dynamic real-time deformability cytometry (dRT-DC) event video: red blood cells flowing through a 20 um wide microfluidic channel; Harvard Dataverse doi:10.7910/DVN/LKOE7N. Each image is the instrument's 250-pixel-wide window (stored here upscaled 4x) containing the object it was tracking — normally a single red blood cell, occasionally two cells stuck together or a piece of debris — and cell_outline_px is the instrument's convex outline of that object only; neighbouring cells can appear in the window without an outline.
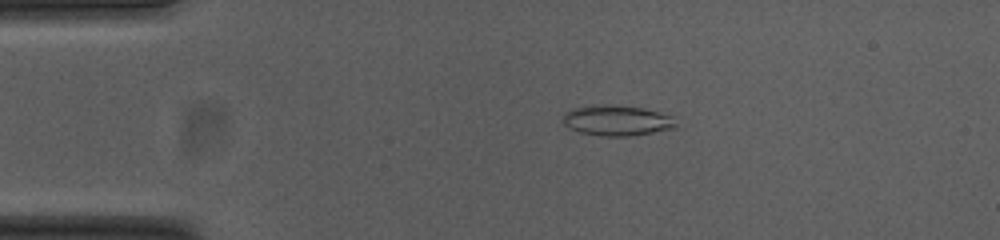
{"species": "common noctule bat (a hibernating species)", "species_latin": "Nyctalus noctula", "temperature_condition": "cold", "stored_images_in_passage": 54, "camera_frame_rate_fps": 3000, "um_per_image_px": 0.085, "animal": {"sex": "female", "body_mass_g": 23.0, "forearm_length_mm": 53.4}, "frame": {"image": 1, "passage_image": 11, "time_ms": 3.333, "image_size_px": [1000, 240], "cell_outline_px": [[676, 128], [632, 136], [604, 136], [580, 132], [564, 124], [564, 116], [572, 108], [600, 104], [644, 108], [672, 116], [676, 124]], "centroid_in_image_um": [52.48, 10.24], "position_along_channel_um": 32.5, "area_um2": 19.77}}
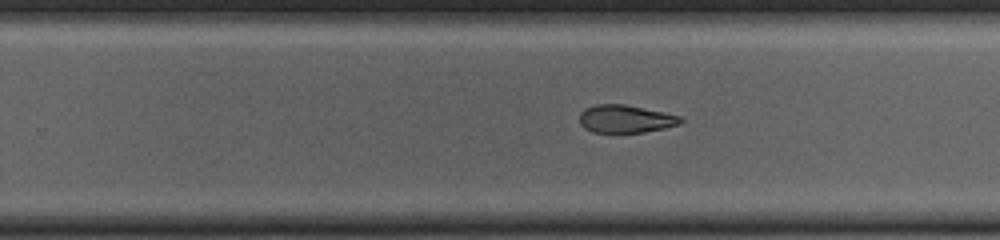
{"frame": {"image": 2, "passage_image": 34, "time_ms": 11.0, "image_size_px": [1000, 240], "cell_outline_px": [[684, 120], [680, 124], [664, 128], [644, 132], [592, 132], [584, 128], [580, 124], [580, 112], [584, 108], [596, 104], [624, 104], [664, 112], [680, 116]], "centroid_in_image_um": [53.16, 10.1], "position_along_channel_um": 276.6, "area_um2": 16.42}}
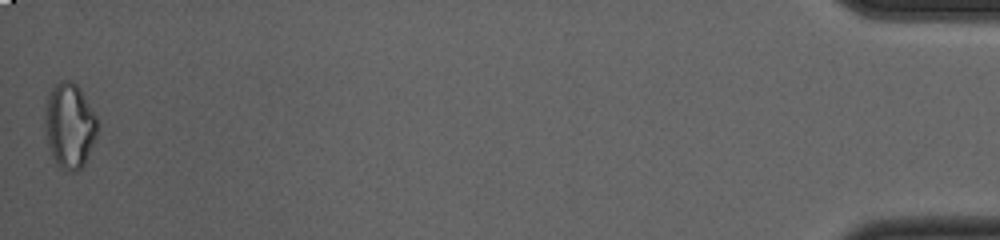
{"frame": {"image": 3, "passage_image": 54, "time_ms": 17.667, "image_size_px": [1000, 240], "cell_outline_px": [[100, 120], [96, 136], [88, 156], [84, 164], [76, 172], [72, 172], [56, 164], [52, 156], [48, 144], [44, 124], [44, 116], [48, 92], [60, 80], [72, 80], [80, 88]], "centroid_in_image_um": [5.93, 10.64], "position_along_channel_um": 429.3, "area_um2": 26.41}, "authors_computed_cell_mechanics": {"area_um2": 18.9584, "velocity_mm_per_s": 3.7565, "shape_relaxation_time_tau1_ms": null, "shape_relaxation_time_tau2_ms": 7.2868, "deformation_change_tau1": null, "deformation_change_tau2": 0.157}}